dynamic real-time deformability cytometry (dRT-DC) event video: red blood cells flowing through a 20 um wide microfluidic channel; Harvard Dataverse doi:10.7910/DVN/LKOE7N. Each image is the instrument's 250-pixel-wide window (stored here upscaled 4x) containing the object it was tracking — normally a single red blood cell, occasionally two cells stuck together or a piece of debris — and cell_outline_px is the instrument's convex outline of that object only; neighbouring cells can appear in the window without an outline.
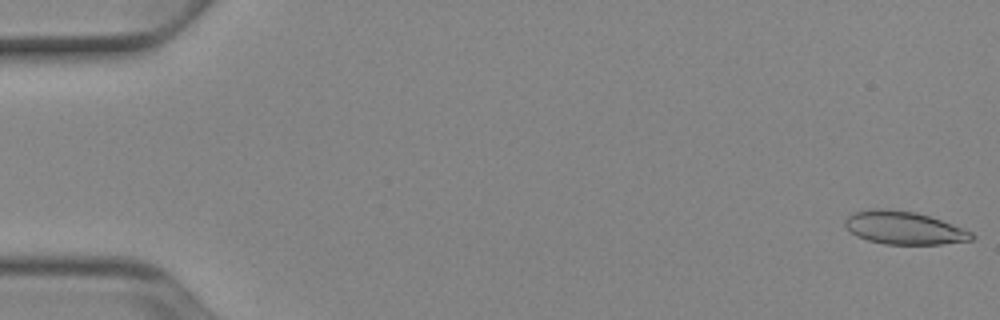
{"species": "Egyptian fruit bat (a non-hibernating species)", "species_latin": "Rousettus aegyptiacus", "temperature_condition": "cold", "stored_images_in_passage": 52, "camera_frame_rate_fps": 3000, "um_per_image_px": 0.085, "animal": {"sex": "female"}, "frame": {"image": 1, "passage_image": 1, "time_ms": 0.0, "image_size_px": [1000, 320], "cell_outline_px": [[976, 236], [972, 240], [940, 244], [884, 244], [868, 240], [856, 236], [844, 224], [844, 220], [852, 212], [872, 208], [884, 208], [916, 212], [940, 220], [972, 232]], "centroid_in_image_um": [76.8, 19.36], "position_along_channel_um": 8.2, "area_um2": 24.22}}
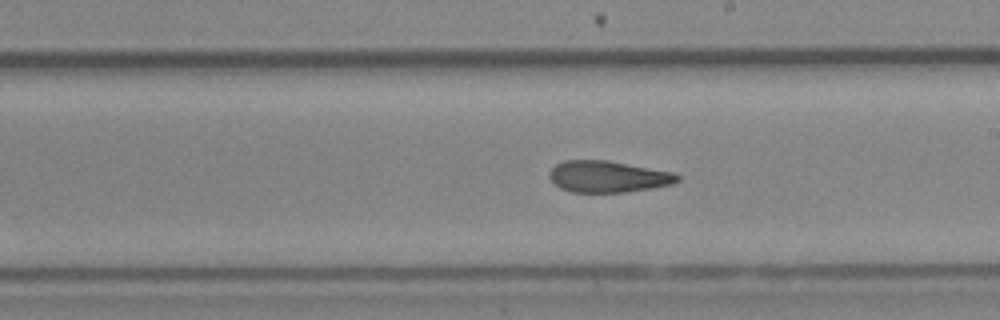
{"frame": {"image": 2, "passage_image": 30, "time_ms": 9.667, "image_size_px": [1000, 320], "cell_outline_px": [[680, 180], [672, 184], [652, 188], [624, 192], [572, 192], [560, 188], [548, 176], [552, 168], [556, 164], [564, 160], [608, 160], [676, 172], [680, 176]], "centroid_in_image_um": [51.72, 15.0], "position_along_channel_um": 237.3, "area_um2": 23.64}}
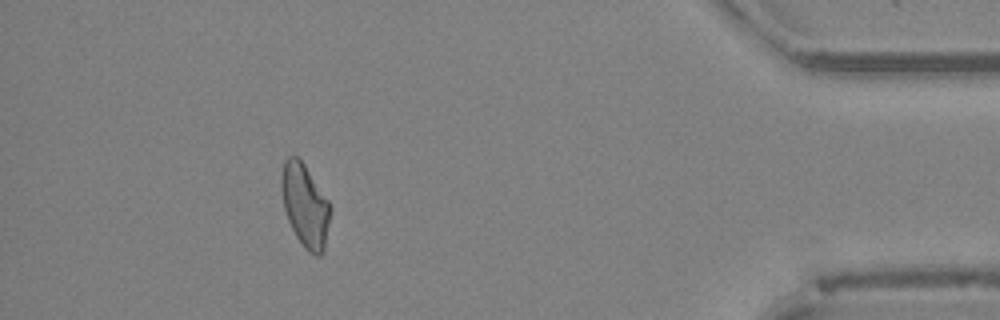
{"frame": {"image": 3, "passage_image": 47, "time_ms": 15.333, "image_size_px": [1000, 320], "cell_outline_px": [[332, 208], [324, 252], [320, 256], [316, 256], [308, 252], [304, 248], [296, 236], [288, 220], [284, 208], [280, 188], [280, 176], [284, 160], [288, 156], [296, 156], [304, 164], [328, 200]], "centroid_in_image_um": [25.93, 17.48], "position_along_channel_um": 409.3, "area_um2": 23.87}, "authors_computed_cell_mechanics": {"area_um2": 24.1893, "velocity_mm_per_s": 3.9252, "shape_relaxation_time_tau1_ms": 7.6134, "shape_relaxation_time_tau2_ms": 2.752, "deformation_change_tau1": 0.179, "deformation_change_tau2": 0.0966}}